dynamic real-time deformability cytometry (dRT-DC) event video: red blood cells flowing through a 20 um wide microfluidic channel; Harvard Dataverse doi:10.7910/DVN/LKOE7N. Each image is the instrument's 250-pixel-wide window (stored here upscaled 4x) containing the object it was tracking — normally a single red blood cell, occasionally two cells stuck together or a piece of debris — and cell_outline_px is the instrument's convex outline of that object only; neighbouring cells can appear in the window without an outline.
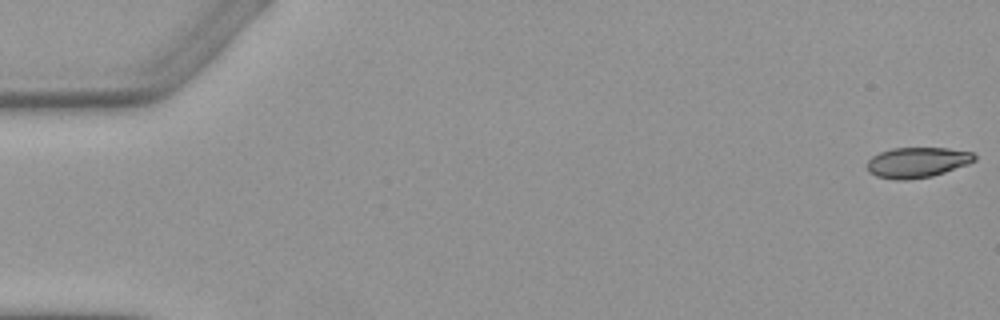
{"species": "Egyptian fruit bat (a non-hibernating species)", "species_latin": "Rousettus aegyptiacus", "temperature_condition": "warm", "stored_images_in_passage": 5, "camera_frame_rate_fps": 3000, "um_per_image_px": 0.085, "animal": {"sex": "female"}, "frame": {"image": 1, "passage_image": 1, "time_ms": 0.0, "image_size_px": [1000, 320], "cell_outline_px": [[976, 160], [968, 164], [932, 176], [908, 180], [896, 180], [876, 176], [868, 172], [868, 160], [872, 156], [880, 152], [892, 148], [948, 148], [972, 152], [976, 156]], "centroid_in_image_um": [77.96, 13.8], "position_along_channel_um": 7.0, "area_um2": 19.02}}
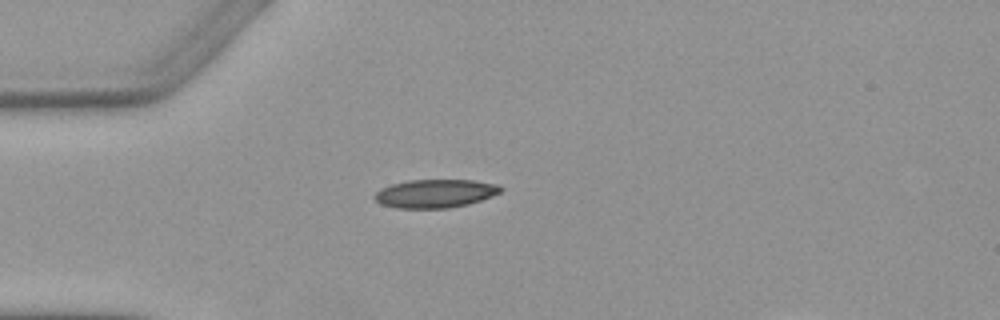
{"frame": {"image": 2, "passage_image": 5, "time_ms": 4.667, "image_size_px": [1000, 320], "cell_outline_px": [[504, 188], [500, 192], [492, 196], [468, 204], [448, 208], [396, 208], [380, 204], [372, 196], [380, 188], [392, 184], [408, 180], [472, 180], [496, 184]], "centroid_in_image_um": [36.96, 16.45], "position_along_channel_um": 48.0, "area_um2": 20.87}}